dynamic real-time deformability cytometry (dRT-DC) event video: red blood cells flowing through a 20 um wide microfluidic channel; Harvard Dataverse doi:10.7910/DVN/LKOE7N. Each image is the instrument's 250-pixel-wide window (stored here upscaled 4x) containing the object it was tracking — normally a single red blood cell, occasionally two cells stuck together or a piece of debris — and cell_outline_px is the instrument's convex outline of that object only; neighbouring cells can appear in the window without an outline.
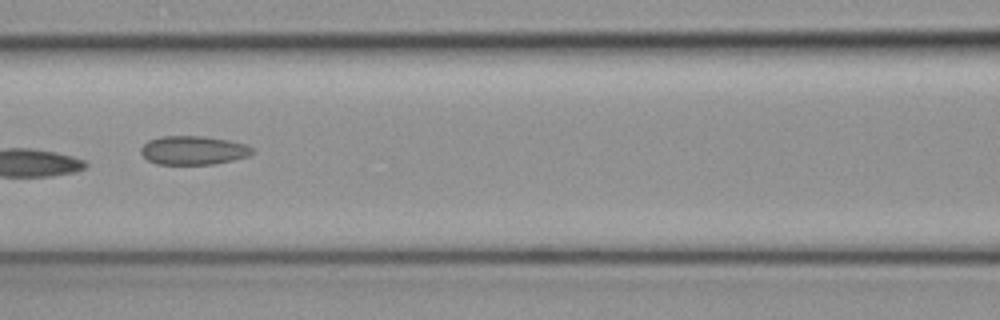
{"species": "common noctule bat (a hibernating species)", "species_latin": "Nyctalus noctula", "temperature_condition": "cold", "stored_images_in_passage": 6, "camera_frame_rate_fps": 3000, "um_per_image_px": 0.085, "animal": {"sex": "female", "body_mass_g": 19.3, "forearm_length_mm": 54.1}, "frame": {"image": 1, "passage_image": 5, "time_ms": 1.333, "image_size_px": [1000, 320], "cell_outline_px": [[252, 152], [248, 156], [216, 164], [156, 164], [148, 160], [140, 152], [140, 148], [148, 140], [160, 136], [204, 136], [228, 140], [244, 144], [252, 148]], "centroid_in_image_um": [16.39, 12.77], "position_along_channel_um": 150.2, "area_um2": 18.61}}